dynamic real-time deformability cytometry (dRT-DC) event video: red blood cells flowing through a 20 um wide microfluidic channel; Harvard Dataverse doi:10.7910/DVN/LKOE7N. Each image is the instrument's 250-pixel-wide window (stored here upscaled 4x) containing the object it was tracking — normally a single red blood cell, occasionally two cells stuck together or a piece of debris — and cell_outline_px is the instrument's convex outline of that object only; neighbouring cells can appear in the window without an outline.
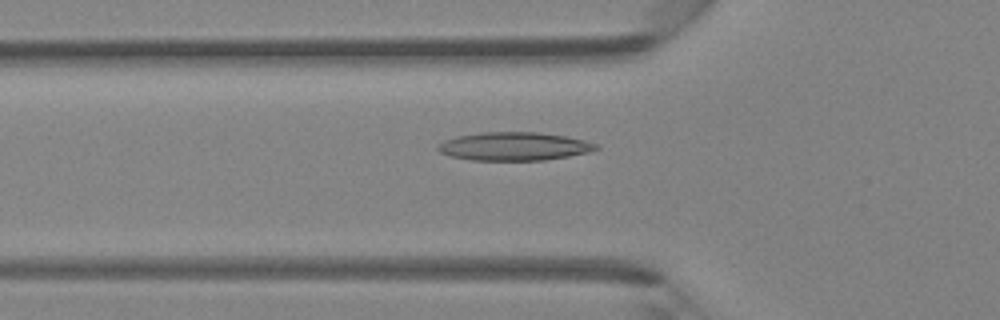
{"species": "Egyptian fruit bat (a non-hibernating species)", "species_latin": "Rousettus aegyptiacus", "temperature_condition": "room temperature", "stored_images_in_passage": 40, "camera_frame_rate_fps": 3000, "um_per_image_px": 0.085, "animal": {"sex": "female"}, "frame": {"image": 1, "passage_image": 10, "time_ms": 3.0, "image_size_px": [1000, 320], "cell_outline_px": [[600, 148], [588, 152], [568, 156], [544, 160], [472, 160], [448, 156], [440, 152], [436, 148], [444, 140], [456, 136], [480, 132], [540, 132], [568, 136], [600, 144]], "centroid_in_image_um": [43.71, 12.43], "position_along_channel_um": 82.1, "area_um2": 26.3}}
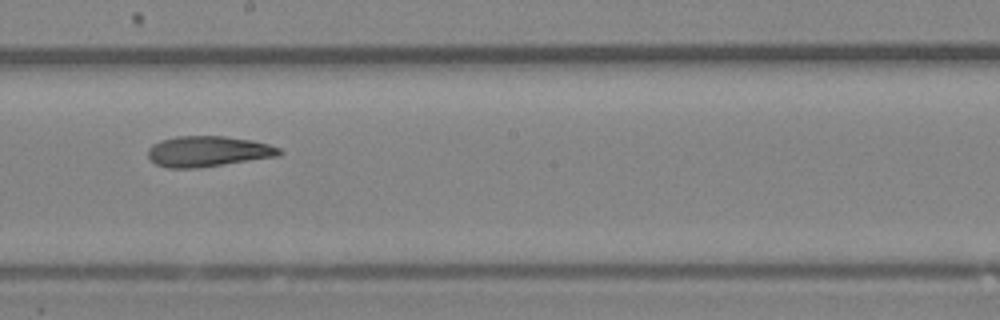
{"frame": {"image": 2, "passage_image": 20, "time_ms": 6.333, "image_size_px": [1000, 320], "cell_outline_px": [[284, 152], [280, 156], [200, 168], [168, 168], [156, 164], [148, 156], [148, 148], [152, 144], [160, 140], [176, 136], [224, 136], [252, 140], [268, 144], [280, 148]], "centroid_in_image_um": [17.7, 12.87], "position_along_channel_um": 230.5, "area_um2": 23.7}}
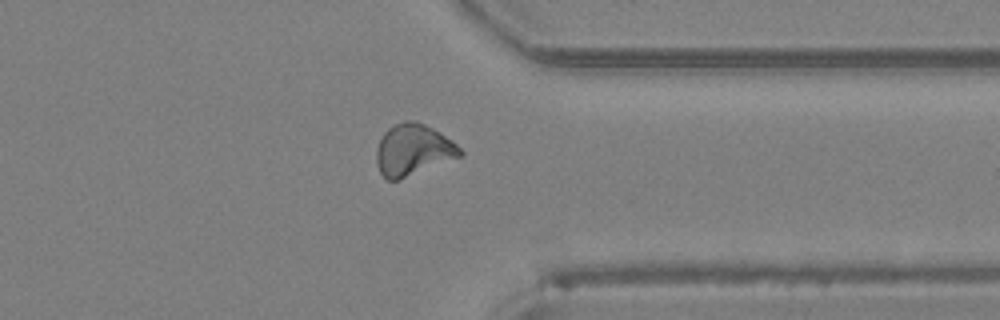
{"frame": {"image": 3, "passage_image": 30, "time_ms": 9.667, "image_size_px": [1000, 320], "cell_outline_px": [[464, 152], [460, 156], [396, 180], [388, 180], [380, 172], [376, 164], [376, 148], [384, 132], [392, 124], [404, 120], [416, 120], [440, 132], [452, 140]], "centroid_in_image_um": [35.08, 12.7], "position_along_channel_um": 376.3, "area_um2": 24.8}}